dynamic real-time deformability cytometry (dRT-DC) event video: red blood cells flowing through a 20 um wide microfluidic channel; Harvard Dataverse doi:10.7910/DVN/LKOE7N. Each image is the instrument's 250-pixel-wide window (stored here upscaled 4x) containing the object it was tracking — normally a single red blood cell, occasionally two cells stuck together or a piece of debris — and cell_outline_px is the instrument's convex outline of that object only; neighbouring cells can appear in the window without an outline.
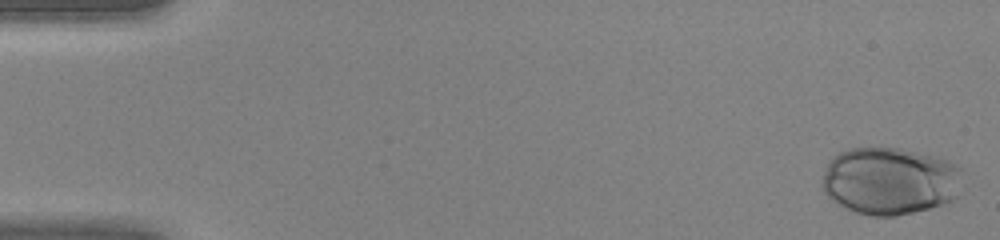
{"species": "human", "species_latin": "Homo sapiens", "temperature_condition": "warm", "stored_images_in_passage": 45, "camera_frame_rate_fps": 3000, "um_per_image_px": 0.085, "donor": {"sex": "female"}, "frame": {"image": 1, "passage_image": 1, "time_ms": 0.0, "image_size_px": [1000, 240], "cell_outline_px": [[964, 172], [956, 200], [944, 204], [896, 216], [872, 216], [856, 212], [844, 208], [836, 204], [824, 192], [824, 172], [828, 164], [840, 152], [848, 148], [900, 148], [948, 160], [964, 168]], "centroid_in_image_um": [75.7, 15.39], "position_along_channel_um": 9.3, "area_um2": 55.37}}
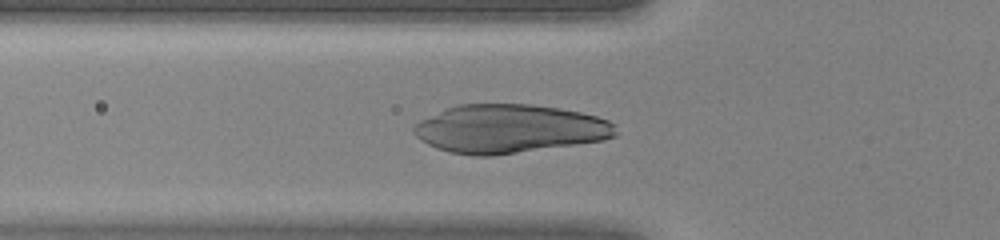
{"frame": {"image": 2, "passage_image": 16, "time_ms": 5.0, "image_size_px": [1000, 240], "cell_outline_px": [[616, 136], [604, 140], [492, 156], [476, 156], [448, 152], [436, 148], [420, 140], [412, 132], [412, 128], [420, 120], [456, 104], [532, 104], [560, 108], [580, 112], [596, 116], [608, 120], [616, 124]], "centroid_in_image_um": [43.29, 10.94], "position_along_channel_um": 82.5, "area_um2": 57.22}}
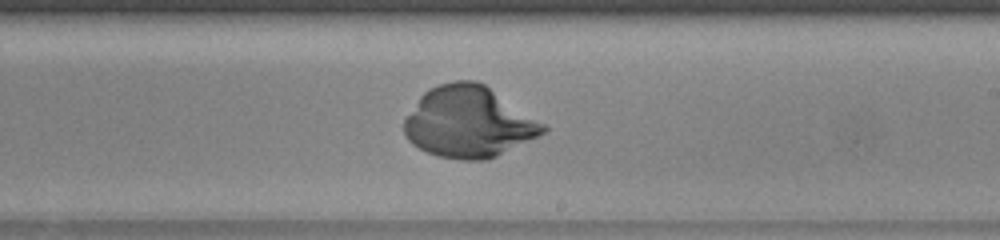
{"frame": {"image": 3, "passage_image": 27, "time_ms": 8.667, "image_size_px": [1000, 240], "cell_outline_px": [[548, 128], [544, 132], [488, 160], [460, 160], [440, 156], [428, 152], [412, 144], [404, 136], [404, 120], [420, 96], [428, 88], [440, 84], [456, 80], [476, 80], [484, 84], [544, 124]], "centroid_in_image_um": [39.79, 10.37], "position_along_channel_um": 249.2, "area_um2": 56.82}}